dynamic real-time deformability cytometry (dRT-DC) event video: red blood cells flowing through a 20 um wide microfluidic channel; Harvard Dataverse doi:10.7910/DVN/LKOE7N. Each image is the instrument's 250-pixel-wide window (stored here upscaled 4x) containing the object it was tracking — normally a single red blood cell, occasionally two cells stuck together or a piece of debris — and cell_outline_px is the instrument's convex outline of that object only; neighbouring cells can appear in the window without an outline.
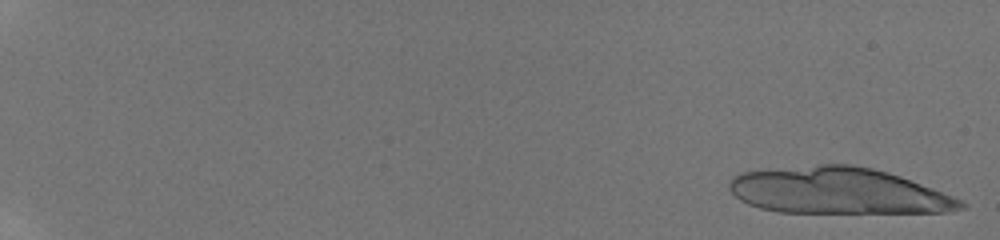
{"species": "human", "species_latin": "Homo sapiens", "temperature_condition": "room temperature", "stored_images_in_passage": 18, "camera_frame_rate_fps": 3000, "um_per_image_px": 0.085, "donor": {"sex": "male"}, "frame": {"image": 1, "passage_image": 1, "time_ms": 0.0, "image_size_px": [1000, 240], "cell_outline_px": [[968, 208], [944, 212], [776, 212], [760, 208], [748, 204], [740, 200], [728, 188], [728, 180], [732, 176], [740, 172], [768, 168], [820, 164], [852, 164], [872, 168], [888, 172], [900, 176], [952, 196], [968, 204]], "centroid_in_image_um": [71.18, 16.2], "position_along_channel_um": 13.8, "area_um2": 62.77}}